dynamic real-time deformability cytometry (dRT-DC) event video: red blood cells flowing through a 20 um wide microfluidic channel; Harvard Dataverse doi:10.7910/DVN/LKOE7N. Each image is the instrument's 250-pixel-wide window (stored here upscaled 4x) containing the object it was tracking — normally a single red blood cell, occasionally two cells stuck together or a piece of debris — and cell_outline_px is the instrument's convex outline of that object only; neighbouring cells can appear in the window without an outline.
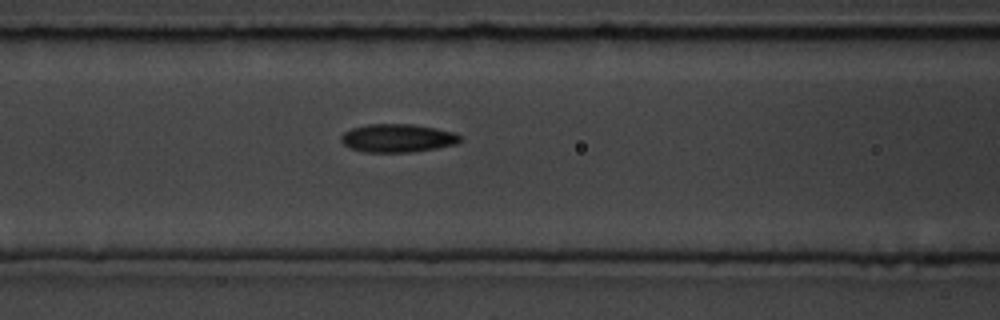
{"species": "common noctule bat (a hibernating species)", "species_latin": "Nyctalus noctula", "temperature_condition": "room temperature", "stored_images_in_passage": 6, "camera_frame_rate_fps": 3000, "um_per_image_px": 0.085, "animal": {"sex": "male", "body_mass_g": 19.5, "forearm_length_mm": 54.6}, "frame": {"image": 1, "passage_image": 6, "time_ms": 1.667, "image_size_px": [1000, 320], "cell_outline_px": [[460, 140], [456, 144], [436, 148], [408, 152], [364, 152], [348, 148], [340, 140], [340, 136], [344, 132], [352, 128], [368, 124], [412, 124], [436, 128], [452, 132], [460, 136]], "centroid_in_image_um": [33.74, 11.74], "position_along_channel_um": 132.9, "area_um2": 19.54}}